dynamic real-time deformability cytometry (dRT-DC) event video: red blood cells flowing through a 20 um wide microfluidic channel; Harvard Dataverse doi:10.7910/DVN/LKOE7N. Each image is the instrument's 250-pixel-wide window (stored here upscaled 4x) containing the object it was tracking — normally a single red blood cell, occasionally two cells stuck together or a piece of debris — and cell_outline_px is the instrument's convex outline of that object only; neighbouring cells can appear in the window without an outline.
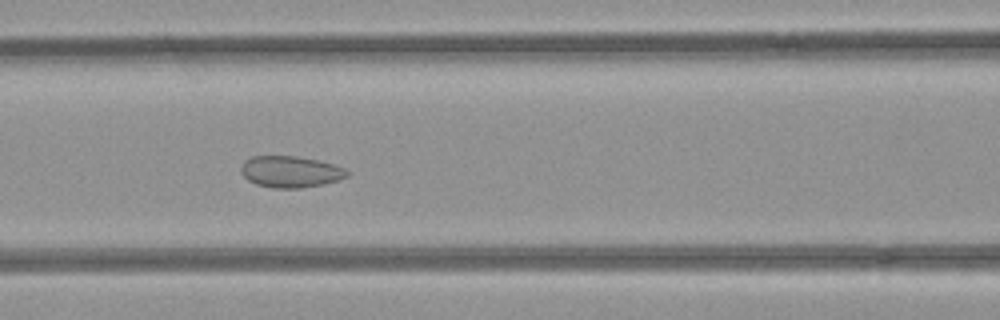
{"species": "common noctule bat (a hibernating species)", "species_latin": "Nyctalus noctula", "temperature_condition": "room temperature", "stored_images_in_passage": 9, "segment_of_instrument_passage": [1, 2], "camera_frame_rate_fps": 3000, "um_per_image_px": 0.085, "animal": {"sex": "female", "body_mass_g": 21.9}, "frame": {"image": 1, "passage_image": 6, "time_ms": 1.667, "image_size_px": [1000, 320], "cell_outline_px": [[348, 176], [324, 184], [300, 188], [272, 188], [256, 184], [248, 180], [240, 172], [240, 168], [244, 160], [252, 156], [296, 156], [316, 160], [332, 164], [344, 168], [348, 172]], "centroid_in_image_um": [24.64, 14.6], "position_along_channel_um": 142.0, "area_um2": 19.36}}
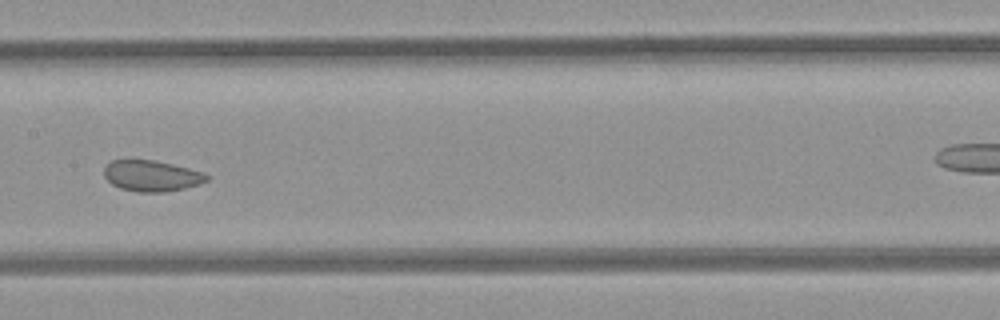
{"frame": {"image": 2, "passage_image": 7, "time_ms": 2.0, "image_size_px": [1000, 320], "cell_outline_px": [[208, 180], [200, 184], [184, 188], [164, 192], [136, 192], [120, 188], [112, 184], [104, 176], [104, 168], [112, 160], [152, 160], [172, 164], [204, 172], [208, 176]], "centroid_in_image_um": [12.89, 14.95], "position_along_channel_um": 194.5, "area_um2": 18.44}}
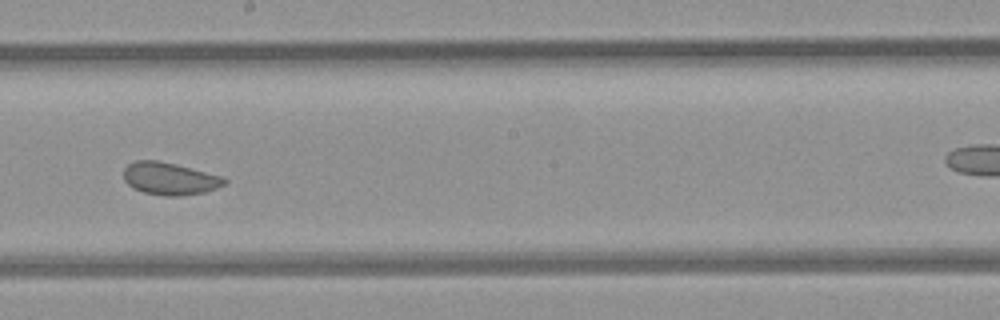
{"frame": {"image": 3, "passage_image": 8, "time_ms": 2.333, "image_size_px": [1000, 320], "cell_outline_px": [[228, 180], [224, 184], [216, 188], [204, 192], [180, 196], [164, 196], [144, 192], [132, 188], [124, 180], [124, 168], [128, 164], [136, 160], [156, 160], [176, 164], [220, 176]], "centroid_in_image_um": [14.38, 15.18], "position_along_channel_um": 233.8, "area_um2": 18.9}}